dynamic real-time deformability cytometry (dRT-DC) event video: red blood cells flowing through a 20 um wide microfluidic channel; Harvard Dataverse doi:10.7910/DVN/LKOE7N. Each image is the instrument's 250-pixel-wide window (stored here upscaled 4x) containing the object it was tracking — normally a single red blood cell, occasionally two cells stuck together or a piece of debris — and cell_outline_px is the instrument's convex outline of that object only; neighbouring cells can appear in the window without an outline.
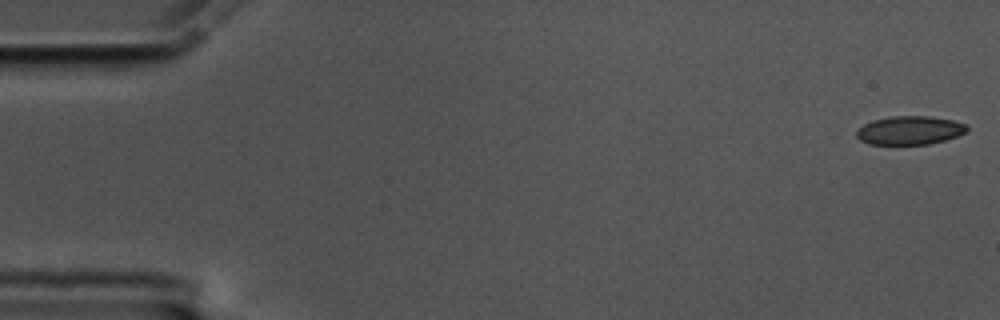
{"species": "common noctule bat (a hibernating species)", "species_latin": "Nyctalus noctula", "temperature_condition": "cold", "stored_images_in_passage": 57, "camera_frame_rate_fps": 3000, "um_per_image_px": 0.085, "animal": {"sex": "male", "body_mass_g": 17.5, "forearm_length_mm": 52.3}, "frame": {"image": 1, "passage_image": 1, "time_ms": 0.0, "image_size_px": [1000, 320], "cell_outline_px": [[968, 132], [944, 140], [928, 144], [868, 144], [860, 140], [856, 136], [856, 132], [864, 124], [872, 120], [892, 116], [928, 116], [952, 120], [968, 124]], "centroid_in_image_um": [77.34, 11.07], "position_along_channel_um": 7.7, "area_um2": 18.38}}
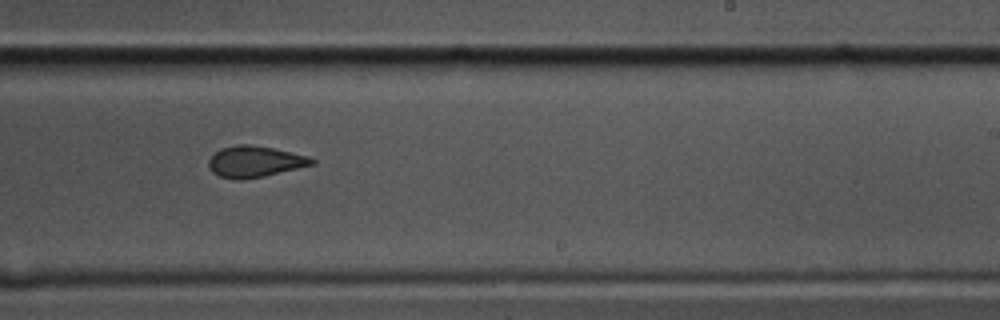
{"frame": {"image": 2, "passage_image": 35, "time_ms": 11.333, "image_size_px": [1000, 320], "cell_outline_px": [[316, 164], [264, 176], [244, 180], [236, 180], [220, 176], [212, 172], [208, 168], [208, 160], [220, 148], [240, 144], [252, 144], [272, 148], [308, 156], [316, 160]], "centroid_in_image_um": [21.65, 13.74], "position_along_channel_um": 267.3, "area_um2": 18.84}}
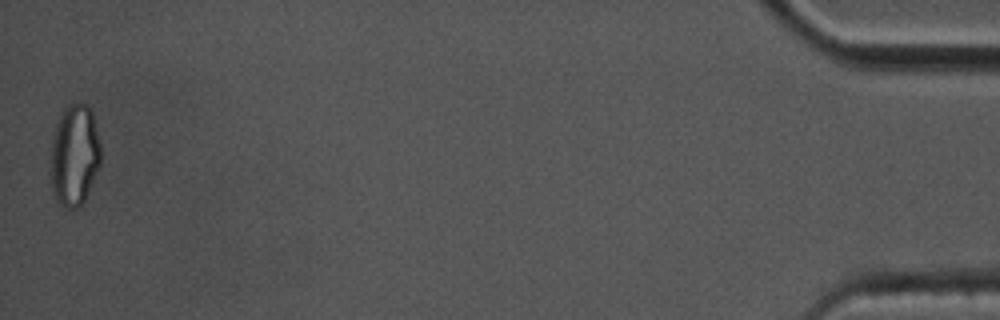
{"frame": {"image": 3, "passage_image": 57, "time_ms": 18.667, "image_size_px": [1000, 320], "cell_outline_px": [[100, 164], [88, 192], [84, 200], [76, 208], [64, 208], [56, 200], [52, 188], [48, 172], [52, 136], [56, 124], [64, 108], [68, 104], [80, 100], [88, 104], [92, 112], [100, 144]], "centroid_in_image_um": [6.29, 13.16], "position_along_channel_um": 428.9, "area_um2": 30.29}, "authors_computed_cell_mechanics": {"area_um2": 19.363, "velocity_mm_per_s": 3.4938, "shape_relaxation_time_tau1_ms": 7.0561, "shape_relaxation_time_tau2_ms": 3.4754, "deformation_change_tau1": 0.1266, "deformation_change_tau2": 0.0603}}